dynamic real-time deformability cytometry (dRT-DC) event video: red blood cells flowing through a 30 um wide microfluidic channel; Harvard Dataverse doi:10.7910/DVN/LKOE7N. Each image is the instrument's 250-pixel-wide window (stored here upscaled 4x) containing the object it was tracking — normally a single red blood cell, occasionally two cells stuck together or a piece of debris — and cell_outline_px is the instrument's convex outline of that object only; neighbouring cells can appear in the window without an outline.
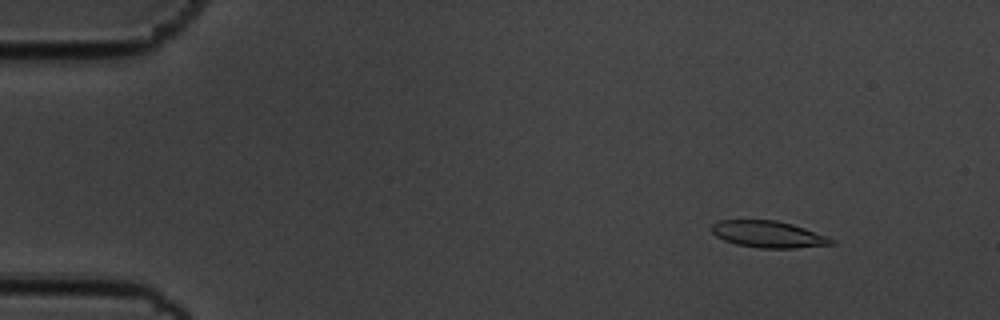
{"species": "common noctule bat (a hibernating species)", "species_latin": "Nyctalus noctula", "temperature_condition": "cold", "stored_images_in_passage": 57, "camera_frame_rate_fps": 3000, "um_per_image_px": 0.085, "animal": {"sex": "male", "body_mass_g": 19.5, "forearm_length_mm": 54.6}, "frame": {"image": 1, "passage_image": 7, "time_ms": 2.0, "image_size_px": [1000, 320], "cell_outline_px": [[836, 244], [796, 248], [760, 248], [736, 244], [724, 240], [716, 236], [708, 228], [712, 224], [720, 220], [776, 220], [792, 224], [828, 236], [836, 240]], "centroid_in_image_um": [65.31, 19.91], "position_along_channel_um": 19.7, "area_um2": 18.79}}
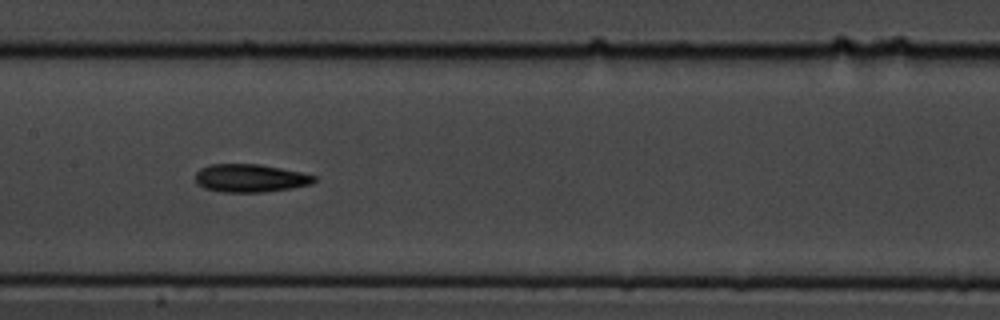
{"frame": {"image": 2, "passage_image": 29, "time_ms": 9.333, "image_size_px": [1000, 320], "cell_outline_px": [[316, 180], [312, 184], [292, 188], [264, 192], [220, 192], [204, 188], [196, 184], [196, 172], [200, 168], [208, 164], [260, 164], [300, 172], [316, 176]], "centroid_in_image_um": [21.25, 15.14], "position_along_channel_um": 186.2, "area_um2": 19.54}}
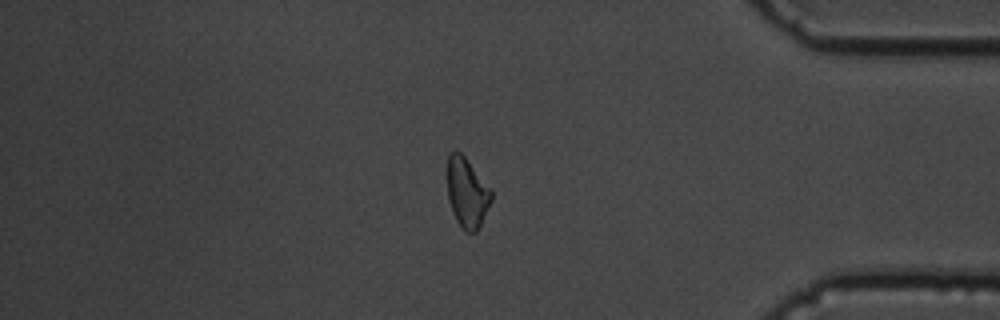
{"frame": {"image": 3, "passage_image": 49, "time_ms": 16.0, "image_size_px": [1000, 320], "cell_outline_px": [[492, 200], [476, 232], [464, 232], [456, 220], [448, 200], [448, 156], [452, 152], [460, 152], [464, 156], [492, 192]], "centroid_in_image_um": [39.69, 16.42], "position_along_channel_um": 395.5, "area_um2": 17.4}, "authors_computed_cell_mechanics": {"area_um2": 18.8428, "velocity_mm_per_s": 3.5344, "shape_relaxation_time_tau1_ms": 2.8484, "shape_relaxation_time_tau2_ms": 3.9523, "deformation_change_tau1": 0.1097, "deformation_change_tau2": 0.1095}}